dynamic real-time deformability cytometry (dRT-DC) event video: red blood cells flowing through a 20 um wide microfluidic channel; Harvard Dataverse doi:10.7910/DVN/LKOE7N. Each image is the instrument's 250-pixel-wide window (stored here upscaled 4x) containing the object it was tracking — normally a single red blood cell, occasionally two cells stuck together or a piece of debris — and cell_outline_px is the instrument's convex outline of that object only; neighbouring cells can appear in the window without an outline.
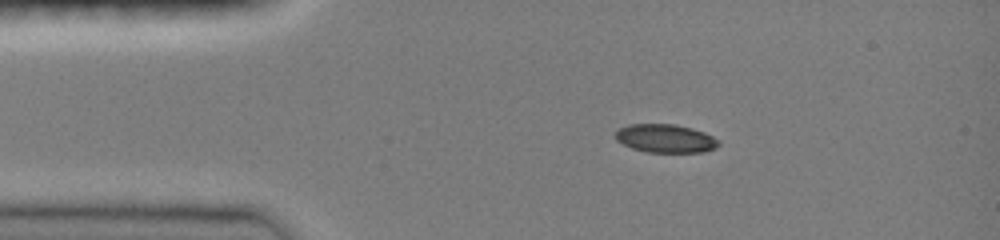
{"species": "common noctule bat (a hibernating species)", "species_latin": "Nyctalus noctula", "temperature_condition": "room temperature", "stored_images_in_passage": 40, "camera_frame_rate_fps": 3000, "um_per_image_px": 0.085, "animal": {"sex": "female", "body_mass_g": 19.0, "forearm_length_mm": 51.5}, "frame": {"image": 1, "passage_image": 1, "time_ms": 0.0, "image_size_px": [1000, 240], "cell_outline_px": [[720, 144], [716, 148], [704, 152], [644, 152], [632, 148], [616, 140], [616, 132], [620, 128], [628, 124], [676, 124], [692, 128], [704, 132], [720, 140]], "centroid_in_image_um": [56.59, 11.77], "position_along_channel_um": 28.4, "area_um2": 17.17}}
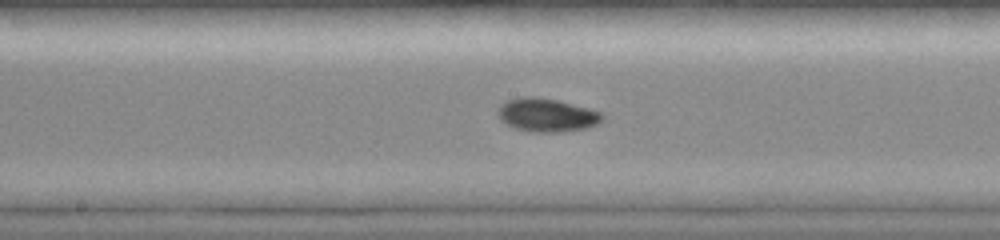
{"frame": {"image": 2, "passage_image": 17, "time_ms": 5.333, "image_size_px": [1000, 240], "cell_outline_px": [[604, 120], [596, 124], [584, 128], [560, 132], [532, 132], [516, 128], [500, 120], [496, 112], [500, 104], [504, 100], [520, 96], [532, 96], [556, 100], [588, 108], [600, 112], [604, 116]], "centroid_in_image_um": [46.42, 9.76], "position_along_channel_um": 201.8, "area_um2": 20.35}}
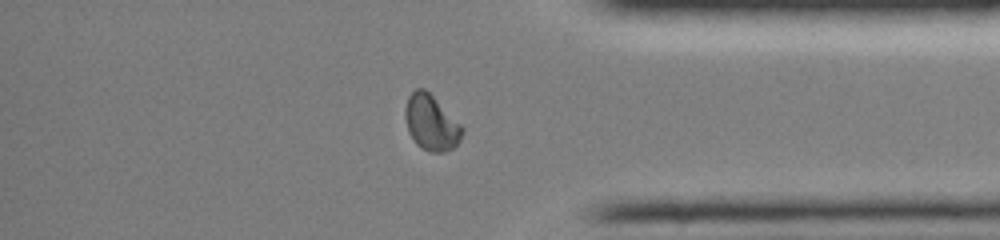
{"frame": {"image": 3, "passage_image": 32, "time_ms": 10.333, "image_size_px": [1000, 240], "cell_outline_px": [[464, 132], [460, 140], [452, 148], [444, 152], [428, 152], [416, 144], [408, 132], [404, 116], [404, 108], [408, 96], [416, 88], [424, 88], [464, 128]], "centroid_in_image_um": [36.62, 10.45], "position_along_channel_um": 398.6, "area_um2": 18.32}, "authors_computed_cell_mechanics": {"area_um2": 18.4671, "velocity_mm_per_s": 4.0428, "shape_relaxation_time_tau1_ms": 7.3579, "shape_relaxation_time_tau2_ms": 9.859, "deformation_change_tau1": 0.1829, "deformation_change_tau2": 0.0557}}